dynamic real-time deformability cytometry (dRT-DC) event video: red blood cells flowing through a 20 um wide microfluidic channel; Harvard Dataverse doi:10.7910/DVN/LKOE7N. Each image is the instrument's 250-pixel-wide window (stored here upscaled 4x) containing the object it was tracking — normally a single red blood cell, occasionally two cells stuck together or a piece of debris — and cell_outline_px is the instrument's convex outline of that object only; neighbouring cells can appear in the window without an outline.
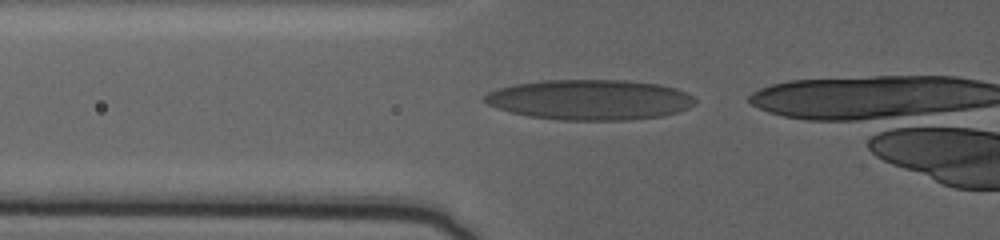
{"species": "human", "species_latin": "Homo sapiens", "temperature_condition": "warm", "stored_images_in_passage": 39, "camera_frame_rate_fps": 3000, "um_per_image_px": 0.085, "donor": {"sex": "female"}, "frame": {"image": 1, "passage_image": 2, "time_ms": 0.333, "image_size_px": [1000, 240], "cell_outline_px": [[696, 104], [688, 108], [676, 112], [660, 116], [628, 120], [560, 120], [528, 116], [508, 112], [496, 108], [488, 104], [484, 100], [484, 96], [488, 92], [500, 88], [516, 84], [544, 80], [624, 80], [660, 84], [676, 88], [688, 92], [696, 100]], "centroid_in_image_um": [50.15, 8.48], "position_along_channel_um": 75.6, "area_um2": 49.53}}
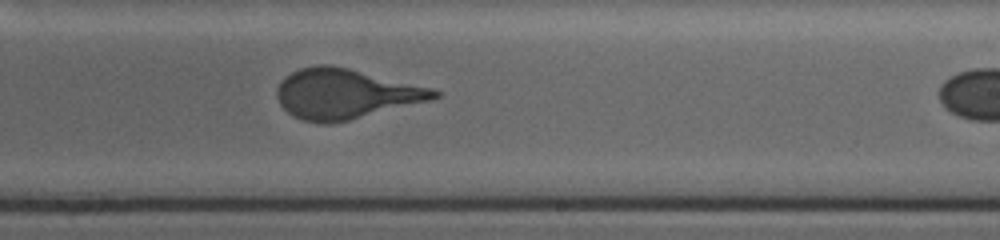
{"frame": {"image": 2, "passage_image": 22, "time_ms": 7.0, "image_size_px": [1000, 240], "cell_outline_px": [[440, 96], [428, 100], [348, 120], [328, 124], [320, 124], [304, 120], [292, 116], [280, 104], [276, 96], [276, 88], [280, 80], [284, 76], [300, 68], [316, 64], [328, 64], [348, 68], [432, 88], [440, 92]], "centroid_in_image_um": [29.27, 7.97], "position_along_channel_um": 259.7, "area_um2": 45.37}}
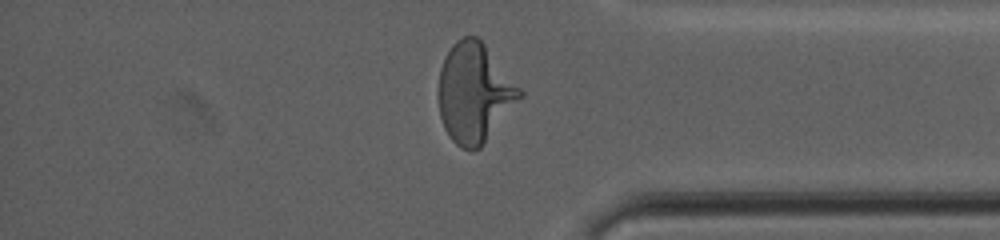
{"frame": {"image": 3, "passage_image": 37, "time_ms": 12.0, "image_size_px": [1000, 240], "cell_outline_px": [[524, 96], [480, 148], [460, 148], [452, 140], [444, 128], [440, 116], [440, 68], [444, 56], [452, 44], [456, 40], [464, 36], [476, 36], [484, 44], [524, 92]], "centroid_in_image_um": [40.34, 7.89], "position_along_channel_um": 394.9, "area_um2": 46.59}}